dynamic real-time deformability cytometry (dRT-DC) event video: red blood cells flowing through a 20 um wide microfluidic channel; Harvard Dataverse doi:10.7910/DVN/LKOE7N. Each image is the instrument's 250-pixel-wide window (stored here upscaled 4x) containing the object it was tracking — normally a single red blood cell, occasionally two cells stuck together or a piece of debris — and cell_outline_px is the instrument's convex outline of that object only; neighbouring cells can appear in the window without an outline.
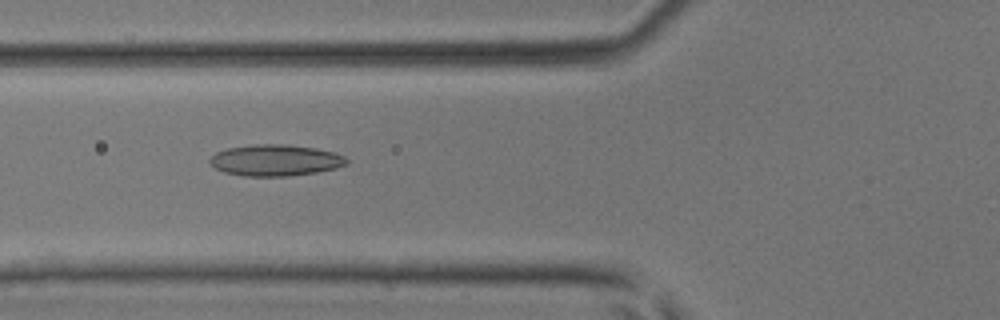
{"species": "common noctule bat (a hibernating species)", "species_latin": "Nyctalus noctula", "temperature_condition": "room temperature", "stored_images_in_passage": 39, "camera_frame_rate_fps": 3000, "um_per_image_px": 0.085, "animal": {"sex": "male", "body_mass_g": 17.9, "forearm_length_mm": 54.2}, "frame": {"image": 1, "passage_image": 13, "time_ms": 4.0, "image_size_px": [1000, 320], "cell_outline_px": [[348, 164], [336, 168], [316, 172], [288, 176], [244, 176], [224, 172], [216, 168], [208, 160], [216, 152], [228, 148], [256, 144], [288, 144], [316, 148], [336, 152], [344, 156], [348, 160]], "centroid_in_image_um": [23.44, 13.61], "position_along_channel_um": 102.4, "area_um2": 25.03}}
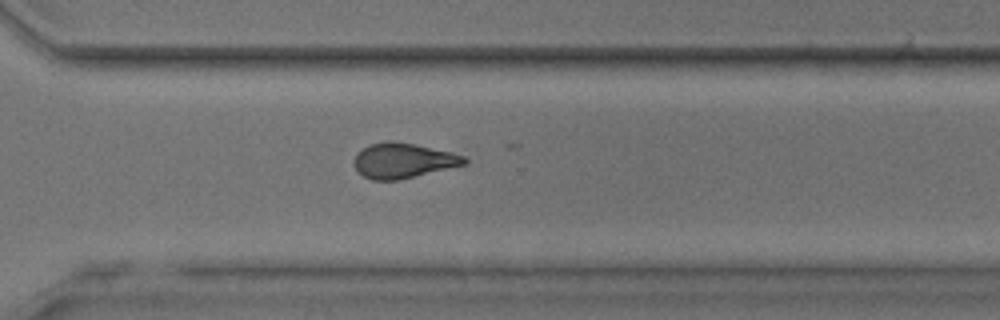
{"frame": {"image": 2, "passage_image": 29, "time_ms": 9.333, "image_size_px": [1000, 320], "cell_outline_px": [[468, 160], [464, 164], [396, 180], [372, 180], [364, 176], [356, 168], [356, 152], [368, 144], [388, 140], [392, 140], [416, 144], [452, 152], [464, 156]], "centroid_in_image_um": [34.24, 13.62], "position_along_channel_um": 336.4, "area_um2": 22.2}}
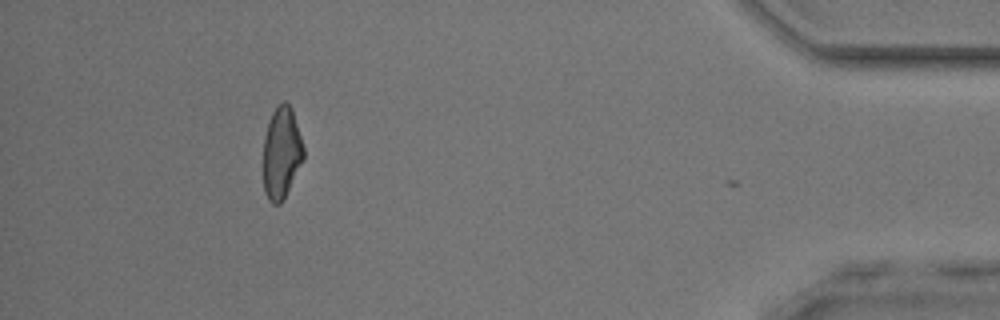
{"frame": {"image": 3, "passage_image": 38, "time_ms": 12.333, "image_size_px": [1000, 320], "cell_outline_px": [[304, 160], [280, 204], [272, 204], [268, 200], [264, 192], [264, 136], [272, 112], [284, 100], [292, 108], [304, 148]], "centroid_in_image_um": [23.93, 13.0], "position_along_channel_um": 411.3, "area_um2": 21.39}}